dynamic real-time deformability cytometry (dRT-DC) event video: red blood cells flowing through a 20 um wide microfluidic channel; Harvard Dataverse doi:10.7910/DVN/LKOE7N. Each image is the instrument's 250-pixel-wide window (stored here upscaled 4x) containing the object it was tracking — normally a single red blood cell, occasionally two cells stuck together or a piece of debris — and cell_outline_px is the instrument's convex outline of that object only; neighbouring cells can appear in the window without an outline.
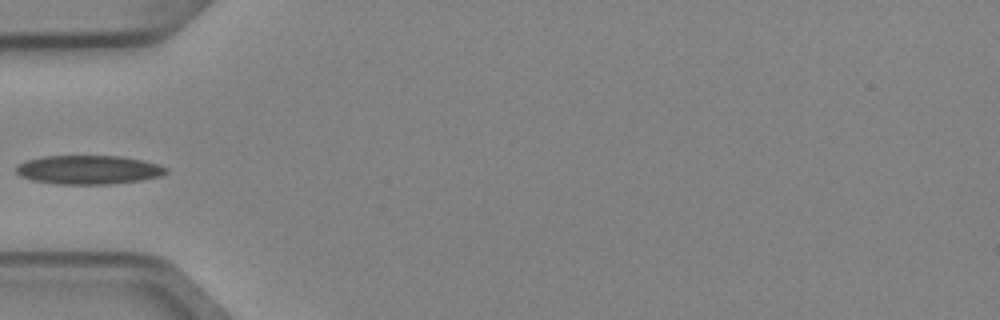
{"species": "Egyptian fruit bat (a non-hibernating species)", "species_latin": "Rousettus aegyptiacus", "temperature_condition": "cold", "stored_images_in_passage": 7, "camera_frame_rate_fps": 3000, "um_per_image_px": 0.085, "animal": {"sex": "female"}, "frame": {"image": 1, "passage_image": 5, "time_ms": 1.333, "image_size_px": [1000, 320], "cell_outline_px": [[168, 172], [160, 176], [140, 180], [112, 184], [56, 184], [32, 180], [20, 176], [16, 172], [16, 164], [24, 160], [44, 156], [120, 156], [144, 160], [160, 164], [168, 168]], "centroid_in_image_um": [7.52, 14.42], "position_along_channel_um": 77.5, "area_um2": 25.49}}
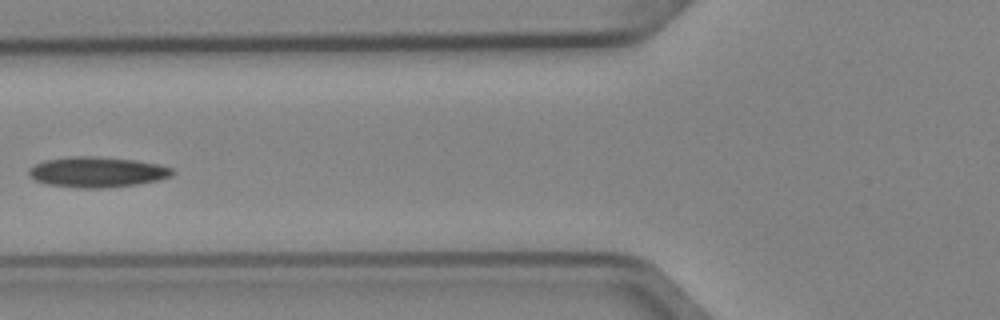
{"frame": {"image": 2, "passage_image": 6, "time_ms": 1.667, "image_size_px": [1000, 320], "cell_outline_px": [[176, 172], [172, 176], [160, 180], [136, 184], [104, 188], [76, 188], [48, 184], [36, 180], [28, 172], [28, 168], [44, 160], [72, 156], [96, 156], [136, 160], [160, 164], [172, 168]], "centroid_in_image_um": [8.3, 14.62], "position_along_channel_um": 117.5, "area_um2": 25.61}}
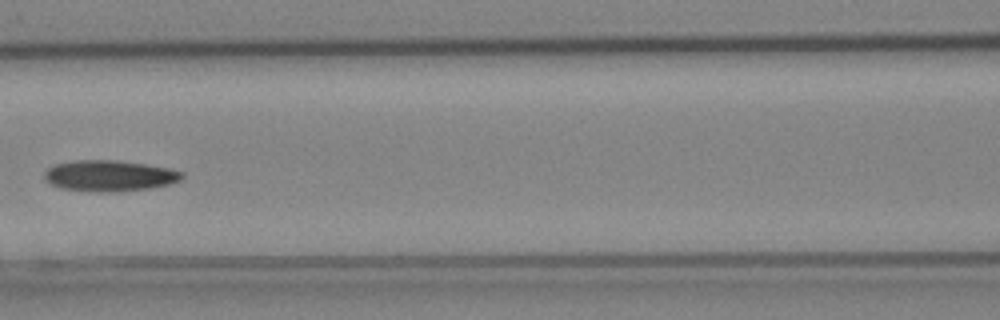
{"frame": {"image": 3, "passage_image": 7, "time_ms": 2.0, "image_size_px": [1000, 320], "cell_outline_px": [[184, 176], [180, 180], [168, 184], [148, 188], [112, 192], [100, 192], [60, 188], [44, 180], [44, 172], [52, 164], [76, 160], [116, 160], [144, 164], [168, 168], [184, 172]], "centroid_in_image_um": [9.26, 14.93], "position_along_channel_um": 157.3, "area_um2": 24.8}}